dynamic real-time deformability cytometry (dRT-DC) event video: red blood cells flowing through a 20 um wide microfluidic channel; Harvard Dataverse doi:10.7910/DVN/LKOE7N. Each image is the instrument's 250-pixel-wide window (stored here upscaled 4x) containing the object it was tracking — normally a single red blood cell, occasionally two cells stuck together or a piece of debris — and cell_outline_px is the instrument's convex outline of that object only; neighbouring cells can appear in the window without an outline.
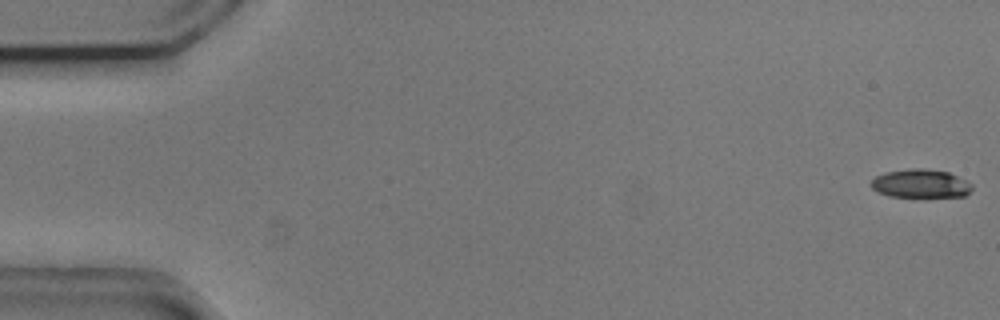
{"species": "common noctule bat (a hibernating species)", "species_latin": "Nyctalus noctula", "temperature_condition": "cold", "stored_images_in_passage": 55, "camera_frame_rate_fps": 3000, "um_per_image_px": 0.085, "animal": {"sex": "male", "body_mass_g": 20.5, "forearm_length_mm": 52.5}, "frame": {"image": 1, "passage_image": 1, "time_ms": 0.0, "image_size_px": [1000, 320], "cell_outline_px": [[972, 188], [964, 196], [888, 196], [876, 192], [872, 188], [872, 180], [876, 176], [884, 172], [908, 168], [924, 168], [948, 172], [972, 184]], "centroid_in_image_um": [78.2, 15.59], "position_along_channel_um": 6.8, "area_um2": 16.59}}
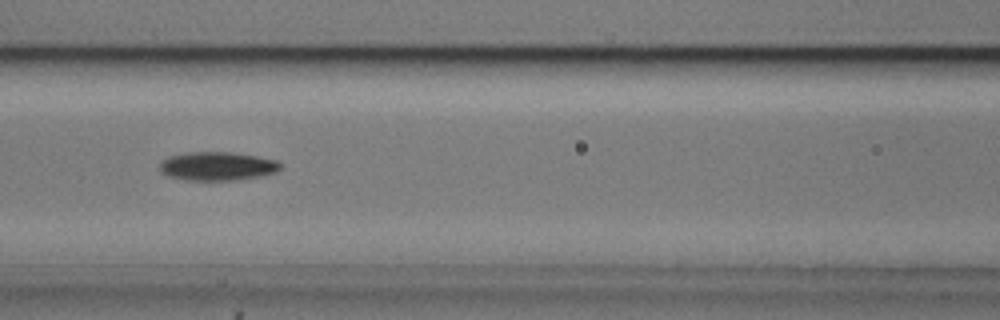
{"frame": {"image": 2, "passage_image": 24, "time_ms": 7.667, "image_size_px": [1000, 320], "cell_outline_px": [[280, 168], [276, 172], [260, 176], [236, 180], [184, 180], [168, 176], [160, 172], [160, 160], [168, 156], [188, 152], [232, 152], [256, 156], [276, 160], [280, 164]], "centroid_in_image_um": [18.42, 14.12], "position_along_channel_um": 148.2, "area_um2": 20.23}}
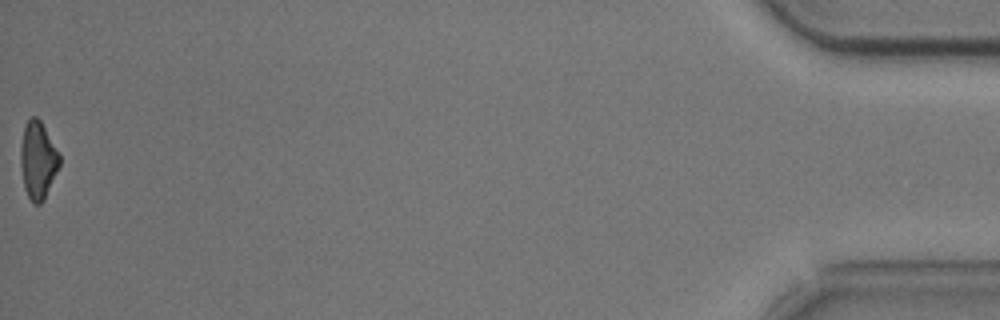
{"frame": {"image": 3, "passage_image": 55, "time_ms": 18.0, "image_size_px": [1000, 320], "cell_outline_px": [[60, 164], [44, 200], [40, 204], [32, 204], [24, 188], [20, 164], [20, 148], [24, 128], [28, 120], [32, 116], [36, 116], [40, 120], [60, 156]], "centroid_in_image_um": [3.2, 13.65], "position_along_channel_um": 432.0, "area_um2": 17.4}, "authors_computed_cell_mechanics": {"area_um2": 18.6694, "velocity_mm_per_s": 3.7177, "shape_relaxation_time_tau1_ms": 2.6953, "shape_relaxation_time_tau2_ms": null, "deformation_change_tau1": 0.1288, "deformation_change_tau2": null}}